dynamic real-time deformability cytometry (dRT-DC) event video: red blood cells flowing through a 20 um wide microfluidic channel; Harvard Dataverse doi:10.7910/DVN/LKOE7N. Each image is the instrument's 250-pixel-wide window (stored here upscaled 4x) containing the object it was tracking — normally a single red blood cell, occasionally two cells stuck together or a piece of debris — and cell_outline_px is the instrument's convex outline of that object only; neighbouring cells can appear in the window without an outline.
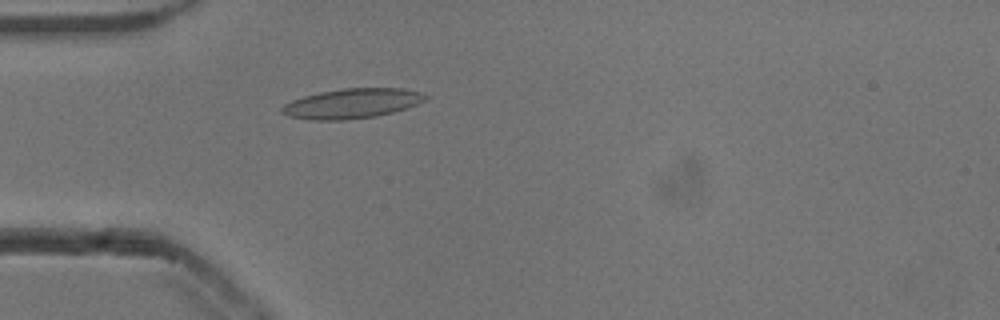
{"species": "common noctule bat (a hibernating species)", "species_latin": "Nyctalus noctula", "temperature_condition": "cold", "stored_images_in_passage": 48, "camera_frame_rate_fps": 3000, "um_per_image_px": 0.085, "animal": {"sex": "male", "body_mass_g": 13.3}, "frame": {"image": 1, "passage_image": 10, "time_ms": 3.0, "image_size_px": [1000, 320], "cell_outline_px": [[428, 96], [424, 100], [408, 108], [376, 116], [344, 120], [308, 120], [288, 116], [280, 112], [280, 108], [284, 104], [292, 100], [304, 96], [320, 92], [344, 88], [400, 88], [420, 92]], "centroid_in_image_um": [29.87, 8.8], "position_along_channel_um": 55.1, "area_um2": 24.91}}
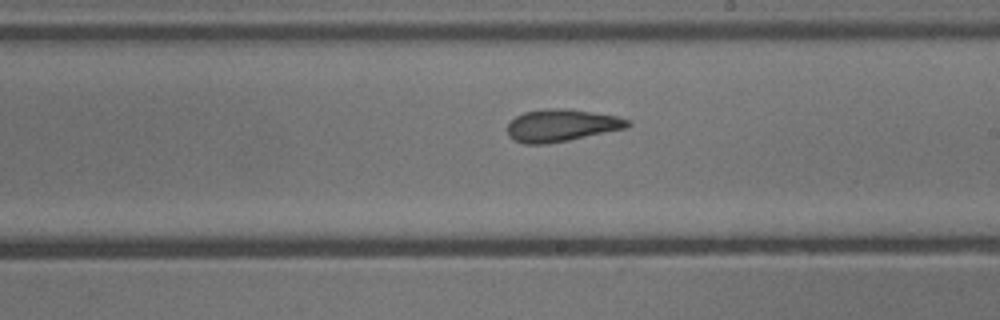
{"frame": {"image": 2, "passage_image": 25, "time_ms": 8.0, "image_size_px": [1000, 320], "cell_outline_px": [[632, 124], [628, 128], [568, 140], [544, 144], [524, 144], [508, 136], [508, 124], [516, 116], [524, 112], [544, 108], [564, 108], [592, 112], [616, 116], [632, 120]], "centroid_in_image_um": [47.76, 10.65], "position_along_channel_um": 241.2, "area_um2": 22.66}}
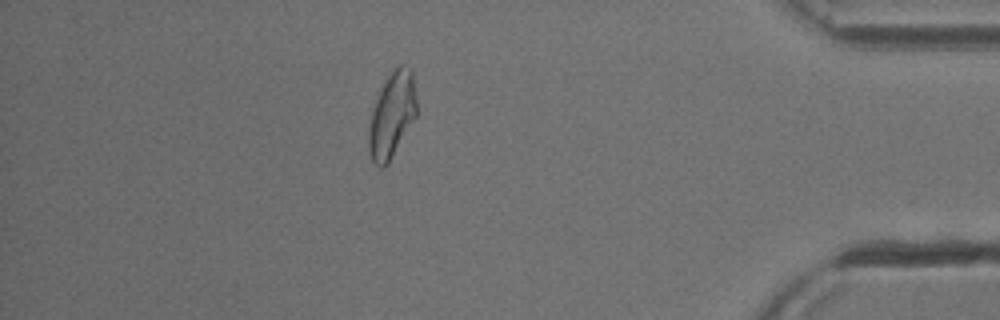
{"frame": {"image": 3, "passage_image": 41, "time_ms": 13.333, "image_size_px": [1000, 320], "cell_outline_px": [[416, 116], [388, 164], [384, 168], [380, 168], [372, 160], [368, 148], [368, 128], [372, 108], [380, 88], [392, 68], [400, 64], [404, 64], [412, 68], [416, 96]], "centroid_in_image_um": [33.31, 9.74], "position_along_channel_um": 401.9, "area_um2": 24.22}, "authors_computed_cell_mechanics": {"area_um2": 23.1778, "velocity_mm_per_s": 3.8347, "shape_relaxation_time_tau1_ms": 6.9201, "shape_relaxation_time_tau2_ms": 2.6525, "deformation_change_tau1": 0.177, "deformation_change_tau2": 0.119}}